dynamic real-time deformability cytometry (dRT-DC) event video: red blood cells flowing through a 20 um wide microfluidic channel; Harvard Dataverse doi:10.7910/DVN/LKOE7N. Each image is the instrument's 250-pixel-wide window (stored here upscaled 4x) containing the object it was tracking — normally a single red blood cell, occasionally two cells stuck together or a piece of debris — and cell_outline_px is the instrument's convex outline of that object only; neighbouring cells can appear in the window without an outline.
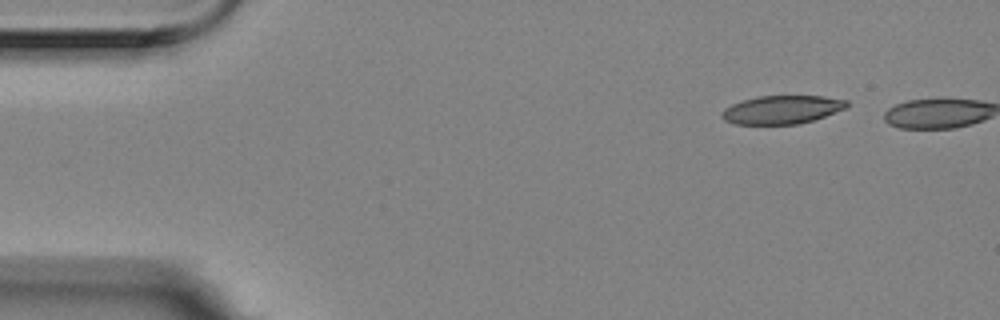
{"species": "Egyptian fruit bat (a non-hibernating species)", "species_latin": "Rousettus aegyptiacus", "temperature_condition": "room temperature", "stored_images_in_passage": 2, "camera_frame_rate_fps": 3000, "um_per_image_px": 0.085, "animal": {"sex": "female"}, "frame": {"image": 1, "passage_image": 1, "time_ms": 0.0, "image_size_px": [1000, 320], "cell_outline_px": [[848, 108], [800, 124], [732, 124], [724, 120], [720, 116], [720, 112], [724, 108], [732, 104], [756, 96], [824, 96], [848, 100]], "centroid_in_image_um": [66.45, 9.32], "position_along_channel_um": 18.6, "area_um2": 20.81}}